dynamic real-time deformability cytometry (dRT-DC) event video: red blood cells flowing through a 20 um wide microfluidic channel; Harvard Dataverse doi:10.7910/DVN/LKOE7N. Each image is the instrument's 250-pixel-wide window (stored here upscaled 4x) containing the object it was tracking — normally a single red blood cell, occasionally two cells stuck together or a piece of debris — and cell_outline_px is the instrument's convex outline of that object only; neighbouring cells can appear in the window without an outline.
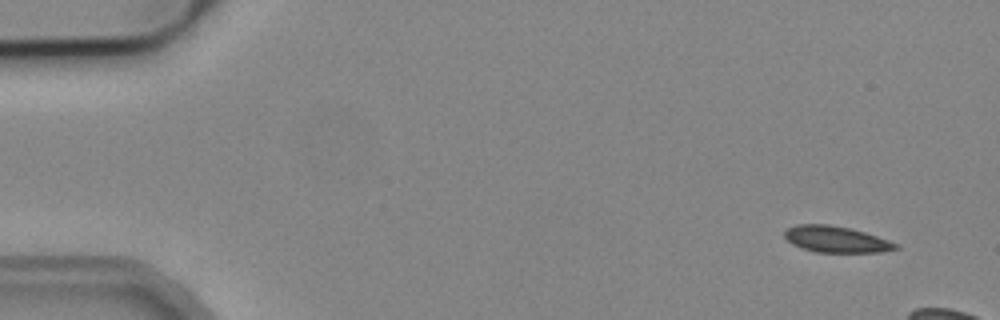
{"species": "common noctule bat (a hibernating species)", "species_latin": "Nyctalus noctula", "temperature_condition": "cold", "stored_images_in_passage": 4, "segment_of_instrument_passage": [2, 2], "camera_frame_rate_fps": 3000, "um_per_image_px": 0.085, "animal": {"sex": "male", "body_mass_g": 19.2, "forearm_length_mm": 51.8}, "frame": {"image": 1, "passage_image": 4, "time_ms": 1.0, "image_size_px": [1000, 320], "cell_outline_px": [[900, 248], [880, 252], [816, 252], [792, 244], [784, 236], [784, 232], [788, 228], [796, 224], [828, 224], [848, 228], [864, 232], [900, 244]], "centroid_in_image_um": [71.08, 20.34], "position_along_channel_um": 13.9, "area_um2": 16.88}}